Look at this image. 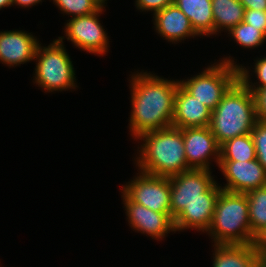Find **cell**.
<instances>
[{
  "instance_id": "5",
  "label": "cell",
  "mask_w": 266,
  "mask_h": 267,
  "mask_svg": "<svg viewBox=\"0 0 266 267\" xmlns=\"http://www.w3.org/2000/svg\"><path fill=\"white\" fill-rule=\"evenodd\" d=\"M63 39L64 36L58 37L46 47H41L38 43L34 57V82L45 92L68 91L77 87L75 70L63 45Z\"/></svg>"
},
{
  "instance_id": "10",
  "label": "cell",
  "mask_w": 266,
  "mask_h": 267,
  "mask_svg": "<svg viewBox=\"0 0 266 267\" xmlns=\"http://www.w3.org/2000/svg\"><path fill=\"white\" fill-rule=\"evenodd\" d=\"M183 143L190 169L209 170L211 158L219 165L220 145L209 126L183 129Z\"/></svg>"
},
{
  "instance_id": "6",
  "label": "cell",
  "mask_w": 266,
  "mask_h": 267,
  "mask_svg": "<svg viewBox=\"0 0 266 267\" xmlns=\"http://www.w3.org/2000/svg\"><path fill=\"white\" fill-rule=\"evenodd\" d=\"M239 66L230 57L208 66L202 73L179 84L192 96L213 111L223 95L239 79Z\"/></svg>"
},
{
  "instance_id": "18",
  "label": "cell",
  "mask_w": 266,
  "mask_h": 267,
  "mask_svg": "<svg viewBox=\"0 0 266 267\" xmlns=\"http://www.w3.org/2000/svg\"><path fill=\"white\" fill-rule=\"evenodd\" d=\"M174 4L190 20L198 35L212 36L214 34L212 0H174Z\"/></svg>"
},
{
  "instance_id": "7",
  "label": "cell",
  "mask_w": 266,
  "mask_h": 267,
  "mask_svg": "<svg viewBox=\"0 0 266 267\" xmlns=\"http://www.w3.org/2000/svg\"><path fill=\"white\" fill-rule=\"evenodd\" d=\"M211 173L210 170L191 169L169 177L173 219L191 202L217 201L222 188Z\"/></svg>"
},
{
  "instance_id": "13",
  "label": "cell",
  "mask_w": 266,
  "mask_h": 267,
  "mask_svg": "<svg viewBox=\"0 0 266 267\" xmlns=\"http://www.w3.org/2000/svg\"><path fill=\"white\" fill-rule=\"evenodd\" d=\"M39 41L22 30L0 32V61L7 66H17L34 60Z\"/></svg>"
},
{
  "instance_id": "33",
  "label": "cell",
  "mask_w": 266,
  "mask_h": 267,
  "mask_svg": "<svg viewBox=\"0 0 266 267\" xmlns=\"http://www.w3.org/2000/svg\"><path fill=\"white\" fill-rule=\"evenodd\" d=\"M255 267H266V261L259 260Z\"/></svg>"
},
{
  "instance_id": "20",
  "label": "cell",
  "mask_w": 266,
  "mask_h": 267,
  "mask_svg": "<svg viewBox=\"0 0 266 267\" xmlns=\"http://www.w3.org/2000/svg\"><path fill=\"white\" fill-rule=\"evenodd\" d=\"M256 159V150L251 134L227 140L220 146V161H251Z\"/></svg>"
},
{
  "instance_id": "27",
  "label": "cell",
  "mask_w": 266,
  "mask_h": 267,
  "mask_svg": "<svg viewBox=\"0 0 266 267\" xmlns=\"http://www.w3.org/2000/svg\"><path fill=\"white\" fill-rule=\"evenodd\" d=\"M249 90L254 97L257 120L266 123V87Z\"/></svg>"
},
{
  "instance_id": "9",
  "label": "cell",
  "mask_w": 266,
  "mask_h": 267,
  "mask_svg": "<svg viewBox=\"0 0 266 267\" xmlns=\"http://www.w3.org/2000/svg\"><path fill=\"white\" fill-rule=\"evenodd\" d=\"M103 8L90 15L70 18L64 30L67 40L89 53L105 55L108 51L109 39L98 18Z\"/></svg>"
},
{
  "instance_id": "28",
  "label": "cell",
  "mask_w": 266,
  "mask_h": 267,
  "mask_svg": "<svg viewBox=\"0 0 266 267\" xmlns=\"http://www.w3.org/2000/svg\"><path fill=\"white\" fill-rule=\"evenodd\" d=\"M138 10L152 11L153 14L174 3V0H136Z\"/></svg>"
},
{
  "instance_id": "4",
  "label": "cell",
  "mask_w": 266,
  "mask_h": 267,
  "mask_svg": "<svg viewBox=\"0 0 266 267\" xmlns=\"http://www.w3.org/2000/svg\"><path fill=\"white\" fill-rule=\"evenodd\" d=\"M208 233L214 244H252L254 236L245 193L221 190Z\"/></svg>"
},
{
  "instance_id": "21",
  "label": "cell",
  "mask_w": 266,
  "mask_h": 267,
  "mask_svg": "<svg viewBox=\"0 0 266 267\" xmlns=\"http://www.w3.org/2000/svg\"><path fill=\"white\" fill-rule=\"evenodd\" d=\"M249 205V222L254 236L266 227V185L246 193Z\"/></svg>"
},
{
  "instance_id": "34",
  "label": "cell",
  "mask_w": 266,
  "mask_h": 267,
  "mask_svg": "<svg viewBox=\"0 0 266 267\" xmlns=\"http://www.w3.org/2000/svg\"><path fill=\"white\" fill-rule=\"evenodd\" d=\"M102 7H105V1L107 0H96Z\"/></svg>"
},
{
  "instance_id": "1",
  "label": "cell",
  "mask_w": 266,
  "mask_h": 267,
  "mask_svg": "<svg viewBox=\"0 0 266 267\" xmlns=\"http://www.w3.org/2000/svg\"><path fill=\"white\" fill-rule=\"evenodd\" d=\"M129 129L134 139L143 133L172 126L175 94L179 80H167L147 72L131 76Z\"/></svg>"
},
{
  "instance_id": "22",
  "label": "cell",
  "mask_w": 266,
  "mask_h": 267,
  "mask_svg": "<svg viewBox=\"0 0 266 267\" xmlns=\"http://www.w3.org/2000/svg\"><path fill=\"white\" fill-rule=\"evenodd\" d=\"M228 34L244 48H256L266 40V36L260 30L243 21L233 27Z\"/></svg>"
},
{
  "instance_id": "2",
  "label": "cell",
  "mask_w": 266,
  "mask_h": 267,
  "mask_svg": "<svg viewBox=\"0 0 266 267\" xmlns=\"http://www.w3.org/2000/svg\"><path fill=\"white\" fill-rule=\"evenodd\" d=\"M136 165L141 172L170 177L191 170L186 161L183 129L173 126L143 133Z\"/></svg>"
},
{
  "instance_id": "19",
  "label": "cell",
  "mask_w": 266,
  "mask_h": 267,
  "mask_svg": "<svg viewBox=\"0 0 266 267\" xmlns=\"http://www.w3.org/2000/svg\"><path fill=\"white\" fill-rule=\"evenodd\" d=\"M214 19V35L221 30L228 32L241 23L244 18L245 7L239 0H212Z\"/></svg>"
},
{
  "instance_id": "30",
  "label": "cell",
  "mask_w": 266,
  "mask_h": 267,
  "mask_svg": "<svg viewBox=\"0 0 266 267\" xmlns=\"http://www.w3.org/2000/svg\"><path fill=\"white\" fill-rule=\"evenodd\" d=\"M245 10L266 11V0H239Z\"/></svg>"
},
{
  "instance_id": "24",
  "label": "cell",
  "mask_w": 266,
  "mask_h": 267,
  "mask_svg": "<svg viewBox=\"0 0 266 267\" xmlns=\"http://www.w3.org/2000/svg\"><path fill=\"white\" fill-rule=\"evenodd\" d=\"M254 73L259 82H250V72L245 66H239V79L244 83L248 89H260L266 87V57L259 58L255 62ZM251 83V84H250ZM259 83V84H258ZM257 86V87H256Z\"/></svg>"
},
{
  "instance_id": "14",
  "label": "cell",
  "mask_w": 266,
  "mask_h": 267,
  "mask_svg": "<svg viewBox=\"0 0 266 267\" xmlns=\"http://www.w3.org/2000/svg\"><path fill=\"white\" fill-rule=\"evenodd\" d=\"M212 111L190 95L180 84L175 94L172 126L179 129L206 127Z\"/></svg>"
},
{
  "instance_id": "31",
  "label": "cell",
  "mask_w": 266,
  "mask_h": 267,
  "mask_svg": "<svg viewBox=\"0 0 266 267\" xmlns=\"http://www.w3.org/2000/svg\"><path fill=\"white\" fill-rule=\"evenodd\" d=\"M40 2H42V0H13V5H19L20 7L29 8Z\"/></svg>"
},
{
  "instance_id": "32",
  "label": "cell",
  "mask_w": 266,
  "mask_h": 267,
  "mask_svg": "<svg viewBox=\"0 0 266 267\" xmlns=\"http://www.w3.org/2000/svg\"><path fill=\"white\" fill-rule=\"evenodd\" d=\"M13 5V0H0V10L1 8H6Z\"/></svg>"
},
{
  "instance_id": "16",
  "label": "cell",
  "mask_w": 266,
  "mask_h": 267,
  "mask_svg": "<svg viewBox=\"0 0 266 267\" xmlns=\"http://www.w3.org/2000/svg\"><path fill=\"white\" fill-rule=\"evenodd\" d=\"M217 201H194L173 219L175 232L185 229L207 232Z\"/></svg>"
},
{
  "instance_id": "29",
  "label": "cell",
  "mask_w": 266,
  "mask_h": 267,
  "mask_svg": "<svg viewBox=\"0 0 266 267\" xmlns=\"http://www.w3.org/2000/svg\"><path fill=\"white\" fill-rule=\"evenodd\" d=\"M252 246L257 252L258 259L266 261V227L254 235Z\"/></svg>"
},
{
  "instance_id": "15",
  "label": "cell",
  "mask_w": 266,
  "mask_h": 267,
  "mask_svg": "<svg viewBox=\"0 0 266 267\" xmlns=\"http://www.w3.org/2000/svg\"><path fill=\"white\" fill-rule=\"evenodd\" d=\"M153 15L156 32L168 42L176 43L186 37L199 36L194 31L190 20L174 3Z\"/></svg>"
},
{
  "instance_id": "23",
  "label": "cell",
  "mask_w": 266,
  "mask_h": 267,
  "mask_svg": "<svg viewBox=\"0 0 266 267\" xmlns=\"http://www.w3.org/2000/svg\"><path fill=\"white\" fill-rule=\"evenodd\" d=\"M53 2L61 12L72 17L90 15L102 7L96 0H53Z\"/></svg>"
},
{
  "instance_id": "25",
  "label": "cell",
  "mask_w": 266,
  "mask_h": 267,
  "mask_svg": "<svg viewBox=\"0 0 266 267\" xmlns=\"http://www.w3.org/2000/svg\"><path fill=\"white\" fill-rule=\"evenodd\" d=\"M250 134L255 145L256 159L266 171V123L257 121Z\"/></svg>"
},
{
  "instance_id": "3",
  "label": "cell",
  "mask_w": 266,
  "mask_h": 267,
  "mask_svg": "<svg viewBox=\"0 0 266 267\" xmlns=\"http://www.w3.org/2000/svg\"><path fill=\"white\" fill-rule=\"evenodd\" d=\"M257 121L253 94L238 79L212 111L209 128L221 146L234 137L250 134Z\"/></svg>"
},
{
  "instance_id": "12",
  "label": "cell",
  "mask_w": 266,
  "mask_h": 267,
  "mask_svg": "<svg viewBox=\"0 0 266 267\" xmlns=\"http://www.w3.org/2000/svg\"><path fill=\"white\" fill-rule=\"evenodd\" d=\"M218 167L222 171L227 184L223 190L247 193L266 185V171L257 159L251 161H220Z\"/></svg>"
},
{
  "instance_id": "8",
  "label": "cell",
  "mask_w": 266,
  "mask_h": 267,
  "mask_svg": "<svg viewBox=\"0 0 266 267\" xmlns=\"http://www.w3.org/2000/svg\"><path fill=\"white\" fill-rule=\"evenodd\" d=\"M139 173L122 187V192L134 203L159 213H171L169 177Z\"/></svg>"
},
{
  "instance_id": "17",
  "label": "cell",
  "mask_w": 266,
  "mask_h": 267,
  "mask_svg": "<svg viewBox=\"0 0 266 267\" xmlns=\"http://www.w3.org/2000/svg\"><path fill=\"white\" fill-rule=\"evenodd\" d=\"M213 267H255L259 261L252 244H214Z\"/></svg>"
},
{
  "instance_id": "11",
  "label": "cell",
  "mask_w": 266,
  "mask_h": 267,
  "mask_svg": "<svg viewBox=\"0 0 266 267\" xmlns=\"http://www.w3.org/2000/svg\"><path fill=\"white\" fill-rule=\"evenodd\" d=\"M121 194L129 225L134 231L149 235L156 240L163 239L170 231L175 232L171 213L153 211L141 204L132 202L123 192Z\"/></svg>"
},
{
  "instance_id": "26",
  "label": "cell",
  "mask_w": 266,
  "mask_h": 267,
  "mask_svg": "<svg viewBox=\"0 0 266 267\" xmlns=\"http://www.w3.org/2000/svg\"><path fill=\"white\" fill-rule=\"evenodd\" d=\"M243 22L257 28L266 36V11L245 10Z\"/></svg>"
}]
</instances>
